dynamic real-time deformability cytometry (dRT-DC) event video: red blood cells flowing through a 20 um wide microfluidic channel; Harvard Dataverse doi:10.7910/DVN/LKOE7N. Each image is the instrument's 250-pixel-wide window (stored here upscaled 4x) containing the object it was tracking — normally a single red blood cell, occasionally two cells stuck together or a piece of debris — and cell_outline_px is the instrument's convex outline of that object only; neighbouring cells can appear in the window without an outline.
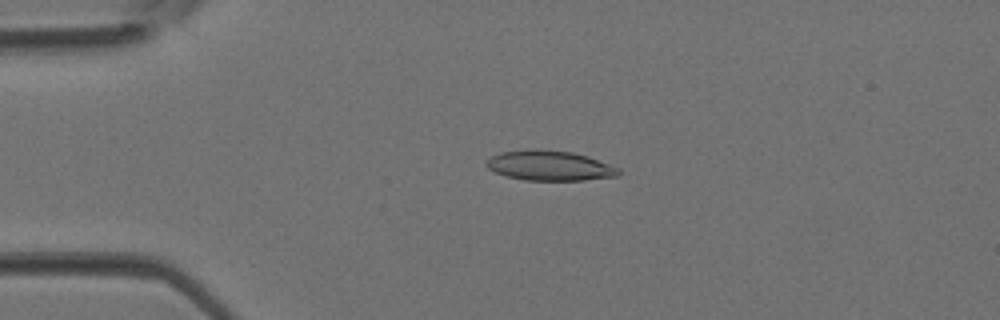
{"species": "Egyptian fruit bat (a non-hibernating species)", "species_latin": "Rousettus aegyptiacus", "temperature_condition": "room temperature", "stored_images_in_passage": 4, "camera_frame_rate_fps": 3000, "um_per_image_px": 0.085, "animal": {"sex": "female"}, "frame": {"image": 1, "passage_image": 3, "time_ms": 0.667, "image_size_px": [1000, 320], "cell_outline_px": [[620, 176], [584, 180], [524, 180], [508, 176], [496, 172], [488, 168], [484, 164], [492, 156], [500, 152], [528, 148], [536, 148], [572, 152], [588, 156], [620, 168]], "centroid_in_image_um": [46.74, 14.06], "position_along_channel_um": 38.3, "area_um2": 23.29}}
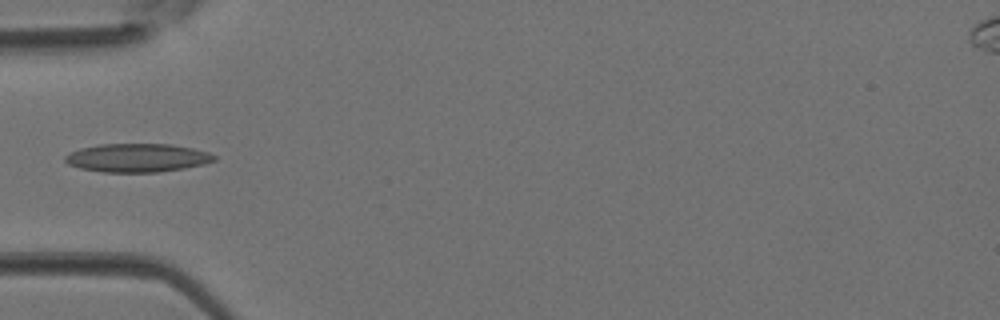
{"frame": {"image": 2, "passage_image": 4, "time_ms": 1.0, "image_size_px": [1000, 320], "cell_outline_px": [[216, 160], [204, 164], [184, 168], [160, 172], [104, 172], [80, 168], [68, 164], [64, 160], [64, 156], [80, 148], [100, 144], [172, 144], [192, 148], [208, 152], [216, 156]], "centroid_in_image_um": [11.68, 13.41], "position_along_channel_um": 73.3, "area_um2": 24.74}}